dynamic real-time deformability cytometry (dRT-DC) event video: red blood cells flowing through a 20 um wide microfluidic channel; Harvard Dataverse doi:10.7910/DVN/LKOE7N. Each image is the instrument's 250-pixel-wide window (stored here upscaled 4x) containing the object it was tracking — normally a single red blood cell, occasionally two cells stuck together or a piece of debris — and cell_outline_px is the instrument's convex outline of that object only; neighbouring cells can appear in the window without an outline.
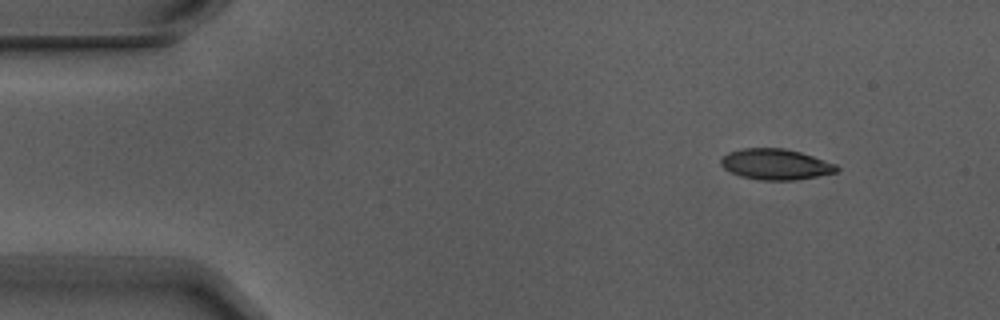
{"species": "Egyptian fruit bat (a non-hibernating species)", "species_latin": "Rousettus aegyptiacus", "temperature_condition": "warm", "stored_images_in_passage": 5, "segment_of_instrument_passage": [2, 2], "camera_frame_rate_fps": 3000, "um_per_image_px": 0.085, "animal": {"sex": "male"}, "frame": {"image": 1, "passage_image": 5, "time_ms": 1.333, "image_size_px": [1000, 320], "cell_outline_px": [[840, 168], [836, 172], [816, 176], [792, 180], [760, 180], [740, 176], [724, 168], [720, 164], [720, 160], [728, 152], [744, 148], [784, 148], [800, 152], [836, 164]], "centroid_in_image_um": [65.91, 13.96], "position_along_channel_um": 19.1, "area_um2": 20.58}}